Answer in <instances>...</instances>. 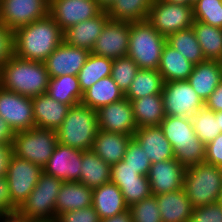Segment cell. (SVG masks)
<instances>
[{
  "mask_svg": "<svg viewBox=\"0 0 222 222\" xmlns=\"http://www.w3.org/2000/svg\"><path fill=\"white\" fill-rule=\"evenodd\" d=\"M63 42V31L48 14L14 30L15 56L44 62Z\"/></svg>",
  "mask_w": 222,
  "mask_h": 222,
  "instance_id": "1",
  "label": "cell"
},
{
  "mask_svg": "<svg viewBox=\"0 0 222 222\" xmlns=\"http://www.w3.org/2000/svg\"><path fill=\"white\" fill-rule=\"evenodd\" d=\"M49 73L44 62L13 56L0 68V86L27 97L46 93Z\"/></svg>",
  "mask_w": 222,
  "mask_h": 222,
  "instance_id": "2",
  "label": "cell"
},
{
  "mask_svg": "<svg viewBox=\"0 0 222 222\" xmlns=\"http://www.w3.org/2000/svg\"><path fill=\"white\" fill-rule=\"evenodd\" d=\"M160 127L172 145L175 159L185 168L204 162L206 145L195 134L191 118L166 115Z\"/></svg>",
  "mask_w": 222,
  "mask_h": 222,
  "instance_id": "3",
  "label": "cell"
},
{
  "mask_svg": "<svg viewBox=\"0 0 222 222\" xmlns=\"http://www.w3.org/2000/svg\"><path fill=\"white\" fill-rule=\"evenodd\" d=\"M98 130L96 110L80 103L69 108L56 134L59 143L85 151L92 149Z\"/></svg>",
  "mask_w": 222,
  "mask_h": 222,
  "instance_id": "4",
  "label": "cell"
},
{
  "mask_svg": "<svg viewBox=\"0 0 222 222\" xmlns=\"http://www.w3.org/2000/svg\"><path fill=\"white\" fill-rule=\"evenodd\" d=\"M183 189L193 208L218 202L222 190L221 167L205 162L187 167Z\"/></svg>",
  "mask_w": 222,
  "mask_h": 222,
  "instance_id": "5",
  "label": "cell"
},
{
  "mask_svg": "<svg viewBox=\"0 0 222 222\" xmlns=\"http://www.w3.org/2000/svg\"><path fill=\"white\" fill-rule=\"evenodd\" d=\"M165 44L166 37L162 36L147 20L130 23L127 56L132 58L139 69L157 70Z\"/></svg>",
  "mask_w": 222,
  "mask_h": 222,
  "instance_id": "6",
  "label": "cell"
},
{
  "mask_svg": "<svg viewBox=\"0 0 222 222\" xmlns=\"http://www.w3.org/2000/svg\"><path fill=\"white\" fill-rule=\"evenodd\" d=\"M63 182L43 172L17 211L28 221H56V200Z\"/></svg>",
  "mask_w": 222,
  "mask_h": 222,
  "instance_id": "7",
  "label": "cell"
},
{
  "mask_svg": "<svg viewBox=\"0 0 222 222\" xmlns=\"http://www.w3.org/2000/svg\"><path fill=\"white\" fill-rule=\"evenodd\" d=\"M57 143L56 130L33 127L14 134L13 154L44 167Z\"/></svg>",
  "mask_w": 222,
  "mask_h": 222,
  "instance_id": "8",
  "label": "cell"
},
{
  "mask_svg": "<svg viewBox=\"0 0 222 222\" xmlns=\"http://www.w3.org/2000/svg\"><path fill=\"white\" fill-rule=\"evenodd\" d=\"M147 21L164 37L192 27L193 5L153 0Z\"/></svg>",
  "mask_w": 222,
  "mask_h": 222,
  "instance_id": "9",
  "label": "cell"
},
{
  "mask_svg": "<svg viewBox=\"0 0 222 222\" xmlns=\"http://www.w3.org/2000/svg\"><path fill=\"white\" fill-rule=\"evenodd\" d=\"M43 167L13 154L6 179L12 203L19 208L35 188Z\"/></svg>",
  "mask_w": 222,
  "mask_h": 222,
  "instance_id": "10",
  "label": "cell"
},
{
  "mask_svg": "<svg viewBox=\"0 0 222 222\" xmlns=\"http://www.w3.org/2000/svg\"><path fill=\"white\" fill-rule=\"evenodd\" d=\"M162 96L167 116L191 118L204 106L187 80L164 82Z\"/></svg>",
  "mask_w": 222,
  "mask_h": 222,
  "instance_id": "11",
  "label": "cell"
},
{
  "mask_svg": "<svg viewBox=\"0 0 222 222\" xmlns=\"http://www.w3.org/2000/svg\"><path fill=\"white\" fill-rule=\"evenodd\" d=\"M0 116L15 133L35 127L32 98L0 86Z\"/></svg>",
  "mask_w": 222,
  "mask_h": 222,
  "instance_id": "12",
  "label": "cell"
},
{
  "mask_svg": "<svg viewBox=\"0 0 222 222\" xmlns=\"http://www.w3.org/2000/svg\"><path fill=\"white\" fill-rule=\"evenodd\" d=\"M49 14V0H0V22L13 30Z\"/></svg>",
  "mask_w": 222,
  "mask_h": 222,
  "instance_id": "13",
  "label": "cell"
},
{
  "mask_svg": "<svg viewBox=\"0 0 222 222\" xmlns=\"http://www.w3.org/2000/svg\"><path fill=\"white\" fill-rule=\"evenodd\" d=\"M130 23L109 19L98 36L91 53L110 59L128 54Z\"/></svg>",
  "mask_w": 222,
  "mask_h": 222,
  "instance_id": "14",
  "label": "cell"
},
{
  "mask_svg": "<svg viewBox=\"0 0 222 222\" xmlns=\"http://www.w3.org/2000/svg\"><path fill=\"white\" fill-rule=\"evenodd\" d=\"M101 11L95 0H49V15L63 32L81 21L96 17Z\"/></svg>",
  "mask_w": 222,
  "mask_h": 222,
  "instance_id": "15",
  "label": "cell"
},
{
  "mask_svg": "<svg viewBox=\"0 0 222 222\" xmlns=\"http://www.w3.org/2000/svg\"><path fill=\"white\" fill-rule=\"evenodd\" d=\"M98 128L107 132L132 135L138 129L131 102L123 98L96 110Z\"/></svg>",
  "mask_w": 222,
  "mask_h": 222,
  "instance_id": "16",
  "label": "cell"
},
{
  "mask_svg": "<svg viewBox=\"0 0 222 222\" xmlns=\"http://www.w3.org/2000/svg\"><path fill=\"white\" fill-rule=\"evenodd\" d=\"M83 150L57 143L43 172L62 181L77 182L80 179Z\"/></svg>",
  "mask_w": 222,
  "mask_h": 222,
  "instance_id": "17",
  "label": "cell"
},
{
  "mask_svg": "<svg viewBox=\"0 0 222 222\" xmlns=\"http://www.w3.org/2000/svg\"><path fill=\"white\" fill-rule=\"evenodd\" d=\"M90 53L87 49L73 47L63 41L44 61L49 77L77 76Z\"/></svg>",
  "mask_w": 222,
  "mask_h": 222,
  "instance_id": "18",
  "label": "cell"
},
{
  "mask_svg": "<svg viewBox=\"0 0 222 222\" xmlns=\"http://www.w3.org/2000/svg\"><path fill=\"white\" fill-rule=\"evenodd\" d=\"M186 168L175 158L151 164L148 181L153 196L183 188Z\"/></svg>",
  "mask_w": 222,
  "mask_h": 222,
  "instance_id": "19",
  "label": "cell"
},
{
  "mask_svg": "<svg viewBox=\"0 0 222 222\" xmlns=\"http://www.w3.org/2000/svg\"><path fill=\"white\" fill-rule=\"evenodd\" d=\"M133 138L142 147L151 164L174 159V151L160 126L138 128Z\"/></svg>",
  "mask_w": 222,
  "mask_h": 222,
  "instance_id": "20",
  "label": "cell"
},
{
  "mask_svg": "<svg viewBox=\"0 0 222 222\" xmlns=\"http://www.w3.org/2000/svg\"><path fill=\"white\" fill-rule=\"evenodd\" d=\"M110 19L107 11H101L96 17L81 21L63 32V41L73 47L91 52L95 41Z\"/></svg>",
  "mask_w": 222,
  "mask_h": 222,
  "instance_id": "21",
  "label": "cell"
},
{
  "mask_svg": "<svg viewBox=\"0 0 222 222\" xmlns=\"http://www.w3.org/2000/svg\"><path fill=\"white\" fill-rule=\"evenodd\" d=\"M35 127L56 130L67 116L69 105L54 100L47 93L32 97Z\"/></svg>",
  "mask_w": 222,
  "mask_h": 222,
  "instance_id": "22",
  "label": "cell"
},
{
  "mask_svg": "<svg viewBox=\"0 0 222 222\" xmlns=\"http://www.w3.org/2000/svg\"><path fill=\"white\" fill-rule=\"evenodd\" d=\"M187 81L205 103L222 81L220 61L206 60L195 64Z\"/></svg>",
  "mask_w": 222,
  "mask_h": 222,
  "instance_id": "23",
  "label": "cell"
},
{
  "mask_svg": "<svg viewBox=\"0 0 222 222\" xmlns=\"http://www.w3.org/2000/svg\"><path fill=\"white\" fill-rule=\"evenodd\" d=\"M155 197L162 222H189L193 206L183 188Z\"/></svg>",
  "mask_w": 222,
  "mask_h": 222,
  "instance_id": "24",
  "label": "cell"
},
{
  "mask_svg": "<svg viewBox=\"0 0 222 222\" xmlns=\"http://www.w3.org/2000/svg\"><path fill=\"white\" fill-rule=\"evenodd\" d=\"M132 135L107 132L99 129L93 142L92 151L109 165L123 160Z\"/></svg>",
  "mask_w": 222,
  "mask_h": 222,
  "instance_id": "25",
  "label": "cell"
},
{
  "mask_svg": "<svg viewBox=\"0 0 222 222\" xmlns=\"http://www.w3.org/2000/svg\"><path fill=\"white\" fill-rule=\"evenodd\" d=\"M92 198V207L100 220L123 213L129 208L121 190L111 181L94 188Z\"/></svg>",
  "mask_w": 222,
  "mask_h": 222,
  "instance_id": "26",
  "label": "cell"
},
{
  "mask_svg": "<svg viewBox=\"0 0 222 222\" xmlns=\"http://www.w3.org/2000/svg\"><path fill=\"white\" fill-rule=\"evenodd\" d=\"M93 189L84 184L64 181L56 200V218L59 214L92 205Z\"/></svg>",
  "mask_w": 222,
  "mask_h": 222,
  "instance_id": "27",
  "label": "cell"
},
{
  "mask_svg": "<svg viewBox=\"0 0 222 222\" xmlns=\"http://www.w3.org/2000/svg\"><path fill=\"white\" fill-rule=\"evenodd\" d=\"M194 65L179 51L166 43L162 49L161 60L157 70L162 75L164 82L181 81L188 79Z\"/></svg>",
  "mask_w": 222,
  "mask_h": 222,
  "instance_id": "28",
  "label": "cell"
},
{
  "mask_svg": "<svg viewBox=\"0 0 222 222\" xmlns=\"http://www.w3.org/2000/svg\"><path fill=\"white\" fill-rule=\"evenodd\" d=\"M130 102L138 128L160 126V123L166 117L162 94L148 95Z\"/></svg>",
  "mask_w": 222,
  "mask_h": 222,
  "instance_id": "29",
  "label": "cell"
},
{
  "mask_svg": "<svg viewBox=\"0 0 222 222\" xmlns=\"http://www.w3.org/2000/svg\"><path fill=\"white\" fill-rule=\"evenodd\" d=\"M125 98L124 92L118 87L111 76L101 78L83 92L81 104L94 110L120 101Z\"/></svg>",
  "mask_w": 222,
  "mask_h": 222,
  "instance_id": "30",
  "label": "cell"
},
{
  "mask_svg": "<svg viewBox=\"0 0 222 222\" xmlns=\"http://www.w3.org/2000/svg\"><path fill=\"white\" fill-rule=\"evenodd\" d=\"M111 179V165L91 149L82 153V167L79 182L89 188L99 187Z\"/></svg>",
  "mask_w": 222,
  "mask_h": 222,
  "instance_id": "31",
  "label": "cell"
},
{
  "mask_svg": "<svg viewBox=\"0 0 222 222\" xmlns=\"http://www.w3.org/2000/svg\"><path fill=\"white\" fill-rule=\"evenodd\" d=\"M46 93L54 100L70 107L80 104L83 97L78 76L74 75L50 78Z\"/></svg>",
  "mask_w": 222,
  "mask_h": 222,
  "instance_id": "32",
  "label": "cell"
},
{
  "mask_svg": "<svg viewBox=\"0 0 222 222\" xmlns=\"http://www.w3.org/2000/svg\"><path fill=\"white\" fill-rule=\"evenodd\" d=\"M164 80L158 70L139 69L125 98L129 101L139 99L148 95L162 94Z\"/></svg>",
  "mask_w": 222,
  "mask_h": 222,
  "instance_id": "33",
  "label": "cell"
},
{
  "mask_svg": "<svg viewBox=\"0 0 222 222\" xmlns=\"http://www.w3.org/2000/svg\"><path fill=\"white\" fill-rule=\"evenodd\" d=\"M192 28L206 60L222 59V28L194 21Z\"/></svg>",
  "mask_w": 222,
  "mask_h": 222,
  "instance_id": "34",
  "label": "cell"
},
{
  "mask_svg": "<svg viewBox=\"0 0 222 222\" xmlns=\"http://www.w3.org/2000/svg\"><path fill=\"white\" fill-rule=\"evenodd\" d=\"M153 0H115L107 10L112 20L140 22L147 20Z\"/></svg>",
  "mask_w": 222,
  "mask_h": 222,
  "instance_id": "35",
  "label": "cell"
},
{
  "mask_svg": "<svg viewBox=\"0 0 222 222\" xmlns=\"http://www.w3.org/2000/svg\"><path fill=\"white\" fill-rule=\"evenodd\" d=\"M113 59L90 53L86 63L78 73V80L82 92L90 88L101 78L111 76Z\"/></svg>",
  "mask_w": 222,
  "mask_h": 222,
  "instance_id": "36",
  "label": "cell"
},
{
  "mask_svg": "<svg viewBox=\"0 0 222 222\" xmlns=\"http://www.w3.org/2000/svg\"><path fill=\"white\" fill-rule=\"evenodd\" d=\"M166 43L193 64L206 61L192 27L169 35Z\"/></svg>",
  "mask_w": 222,
  "mask_h": 222,
  "instance_id": "37",
  "label": "cell"
},
{
  "mask_svg": "<svg viewBox=\"0 0 222 222\" xmlns=\"http://www.w3.org/2000/svg\"><path fill=\"white\" fill-rule=\"evenodd\" d=\"M191 119L195 134L205 145L222 133L219 118H216L215 112L205 105L196 111Z\"/></svg>",
  "mask_w": 222,
  "mask_h": 222,
  "instance_id": "38",
  "label": "cell"
},
{
  "mask_svg": "<svg viewBox=\"0 0 222 222\" xmlns=\"http://www.w3.org/2000/svg\"><path fill=\"white\" fill-rule=\"evenodd\" d=\"M193 16L194 21L222 28V0H196Z\"/></svg>",
  "mask_w": 222,
  "mask_h": 222,
  "instance_id": "39",
  "label": "cell"
},
{
  "mask_svg": "<svg viewBox=\"0 0 222 222\" xmlns=\"http://www.w3.org/2000/svg\"><path fill=\"white\" fill-rule=\"evenodd\" d=\"M138 65L129 56L113 60L111 77L118 87L124 92L129 89L133 79L138 72Z\"/></svg>",
  "mask_w": 222,
  "mask_h": 222,
  "instance_id": "40",
  "label": "cell"
},
{
  "mask_svg": "<svg viewBox=\"0 0 222 222\" xmlns=\"http://www.w3.org/2000/svg\"><path fill=\"white\" fill-rule=\"evenodd\" d=\"M133 222H162L156 197L151 195L128 208Z\"/></svg>",
  "mask_w": 222,
  "mask_h": 222,
  "instance_id": "41",
  "label": "cell"
},
{
  "mask_svg": "<svg viewBox=\"0 0 222 222\" xmlns=\"http://www.w3.org/2000/svg\"><path fill=\"white\" fill-rule=\"evenodd\" d=\"M118 186L123 194L125 203L128 207L149 198L151 194L148 176H142L140 182L131 183H114Z\"/></svg>",
  "mask_w": 222,
  "mask_h": 222,
  "instance_id": "42",
  "label": "cell"
},
{
  "mask_svg": "<svg viewBox=\"0 0 222 222\" xmlns=\"http://www.w3.org/2000/svg\"><path fill=\"white\" fill-rule=\"evenodd\" d=\"M126 165L137 170V173L142 176H147L151 167V162L142 147L132 138L126 148V153L123 157Z\"/></svg>",
  "mask_w": 222,
  "mask_h": 222,
  "instance_id": "43",
  "label": "cell"
},
{
  "mask_svg": "<svg viewBox=\"0 0 222 222\" xmlns=\"http://www.w3.org/2000/svg\"><path fill=\"white\" fill-rule=\"evenodd\" d=\"M189 222H222V205L215 202L193 208Z\"/></svg>",
  "mask_w": 222,
  "mask_h": 222,
  "instance_id": "44",
  "label": "cell"
},
{
  "mask_svg": "<svg viewBox=\"0 0 222 222\" xmlns=\"http://www.w3.org/2000/svg\"><path fill=\"white\" fill-rule=\"evenodd\" d=\"M14 55V30L0 22V68Z\"/></svg>",
  "mask_w": 222,
  "mask_h": 222,
  "instance_id": "45",
  "label": "cell"
},
{
  "mask_svg": "<svg viewBox=\"0 0 222 222\" xmlns=\"http://www.w3.org/2000/svg\"><path fill=\"white\" fill-rule=\"evenodd\" d=\"M142 175L137 173V170L126 165L125 161L121 160L111 166V179L113 183H131L140 182Z\"/></svg>",
  "mask_w": 222,
  "mask_h": 222,
  "instance_id": "46",
  "label": "cell"
},
{
  "mask_svg": "<svg viewBox=\"0 0 222 222\" xmlns=\"http://www.w3.org/2000/svg\"><path fill=\"white\" fill-rule=\"evenodd\" d=\"M56 222H100V218L91 206L61 213L57 216Z\"/></svg>",
  "mask_w": 222,
  "mask_h": 222,
  "instance_id": "47",
  "label": "cell"
},
{
  "mask_svg": "<svg viewBox=\"0 0 222 222\" xmlns=\"http://www.w3.org/2000/svg\"><path fill=\"white\" fill-rule=\"evenodd\" d=\"M204 162L222 167V133L206 145Z\"/></svg>",
  "mask_w": 222,
  "mask_h": 222,
  "instance_id": "48",
  "label": "cell"
},
{
  "mask_svg": "<svg viewBox=\"0 0 222 222\" xmlns=\"http://www.w3.org/2000/svg\"><path fill=\"white\" fill-rule=\"evenodd\" d=\"M18 208L12 203L6 177H0V215L12 213Z\"/></svg>",
  "mask_w": 222,
  "mask_h": 222,
  "instance_id": "49",
  "label": "cell"
},
{
  "mask_svg": "<svg viewBox=\"0 0 222 222\" xmlns=\"http://www.w3.org/2000/svg\"><path fill=\"white\" fill-rule=\"evenodd\" d=\"M12 156V144H0V177H6Z\"/></svg>",
  "mask_w": 222,
  "mask_h": 222,
  "instance_id": "50",
  "label": "cell"
},
{
  "mask_svg": "<svg viewBox=\"0 0 222 222\" xmlns=\"http://www.w3.org/2000/svg\"><path fill=\"white\" fill-rule=\"evenodd\" d=\"M204 105L214 112L222 111V81L205 101Z\"/></svg>",
  "mask_w": 222,
  "mask_h": 222,
  "instance_id": "51",
  "label": "cell"
},
{
  "mask_svg": "<svg viewBox=\"0 0 222 222\" xmlns=\"http://www.w3.org/2000/svg\"><path fill=\"white\" fill-rule=\"evenodd\" d=\"M15 132L0 116V144H12Z\"/></svg>",
  "mask_w": 222,
  "mask_h": 222,
  "instance_id": "52",
  "label": "cell"
},
{
  "mask_svg": "<svg viewBox=\"0 0 222 222\" xmlns=\"http://www.w3.org/2000/svg\"><path fill=\"white\" fill-rule=\"evenodd\" d=\"M100 222H133V221H132L131 212L128 209L118 215H114L112 217L102 219L100 220Z\"/></svg>",
  "mask_w": 222,
  "mask_h": 222,
  "instance_id": "53",
  "label": "cell"
},
{
  "mask_svg": "<svg viewBox=\"0 0 222 222\" xmlns=\"http://www.w3.org/2000/svg\"><path fill=\"white\" fill-rule=\"evenodd\" d=\"M0 221L1 222H29L18 211L0 215Z\"/></svg>",
  "mask_w": 222,
  "mask_h": 222,
  "instance_id": "54",
  "label": "cell"
},
{
  "mask_svg": "<svg viewBox=\"0 0 222 222\" xmlns=\"http://www.w3.org/2000/svg\"><path fill=\"white\" fill-rule=\"evenodd\" d=\"M103 11H107L115 0H95Z\"/></svg>",
  "mask_w": 222,
  "mask_h": 222,
  "instance_id": "55",
  "label": "cell"
},
{
  "mask_svg": "<svg viewBox=\"0 0 222 222\" xmlns=\"http://www.w3.org/2000/svg\"><path fill=\"white\" fill-rule=\"evenodd\" d=\"M166 2H171L178 5H193V2L191 0H163Z\"/></svg>",
  "mask_w": 222,
  "mask_h": 222,
  "instance_id": "56",
  "label": "cell"
},
{
  "mask_svg": "<svg viewBox=\"0 0 222 222\" xmlns=\"http://www.w3.org/2000/svg\"><path fill=\"white\" fill-rule=\"evenodd\" d=\"M215 116L216 118H219V124H220L221 132H222V111L215 112Z\"/></svg>",
  "mask_w": 222,
  "mask_h": 222,
  "instance_id": "57",
  "label": "cell"
},
{
  "mask_svg": "<svg viewBox=\"0 0 222 222\" xmlns=\"http://www.w3.org/2000/svg\"><path fill=\"white\" fill-rule=\"evenodd\" d=\"M218 202L222 205V190L220 192V196H219Z\"/></svg>",
  "mask_w": 222,
  "mask_h": 222,
  "instance_id": "58",
  "label": "cell"
},
{
  "mask_svg": "<svg viewBox=\"0 0 222 222\" xmlns=\"http://www.w3.org/2000/svg\"><path fill=\"white\" fill-rule=\"evenodd\" d=\"M29 222H56V221H42V220H39V221H29Z\"/></svg>",
  "mask_w": 222,
  "mask_h": 222,
  "instance_id": "59",
  "label": "cell"
}]
</instances>
